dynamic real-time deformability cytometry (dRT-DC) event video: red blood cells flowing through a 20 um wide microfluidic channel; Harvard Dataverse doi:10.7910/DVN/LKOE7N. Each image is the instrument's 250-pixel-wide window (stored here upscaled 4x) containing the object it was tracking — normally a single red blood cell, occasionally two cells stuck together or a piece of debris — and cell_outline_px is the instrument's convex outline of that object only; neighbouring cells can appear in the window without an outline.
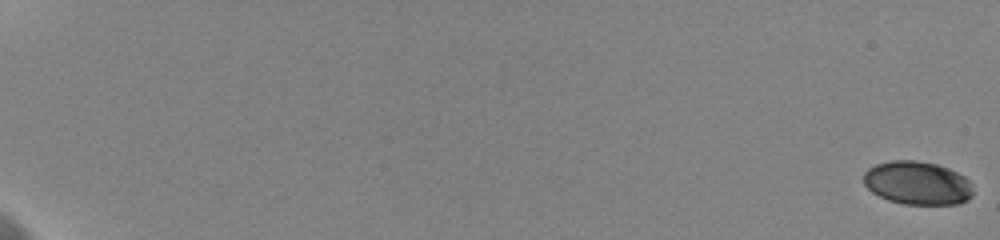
{"species": "human", "species_latin": "Homo sapiens", "temperature_condition": "cold", "stored_images_in_passage": 14, "camera_frame_rate_fps": 3000, "um_per_image_px": 0.085, "donor": {"sex": "female"}, "frame": {"image": 1, "passage_image": 1, "time_ms": 0.0, "image_size_px": [1000, 240], "cell_outline_px": [[972, 196], [968, 200], [960, 204], [904, 204], [888, 200], [872, 192], [864, 184], [864, 172], [868, 168], [876, 164], [892, 160], [916, 160], [936, 164], [948, 168], [964, 176], [968, 180], [972, 192]], "centroid_in_image_um": [77.97, 15.56], "position_along_channel_um": 7.0, "area_um2": 27.63}}